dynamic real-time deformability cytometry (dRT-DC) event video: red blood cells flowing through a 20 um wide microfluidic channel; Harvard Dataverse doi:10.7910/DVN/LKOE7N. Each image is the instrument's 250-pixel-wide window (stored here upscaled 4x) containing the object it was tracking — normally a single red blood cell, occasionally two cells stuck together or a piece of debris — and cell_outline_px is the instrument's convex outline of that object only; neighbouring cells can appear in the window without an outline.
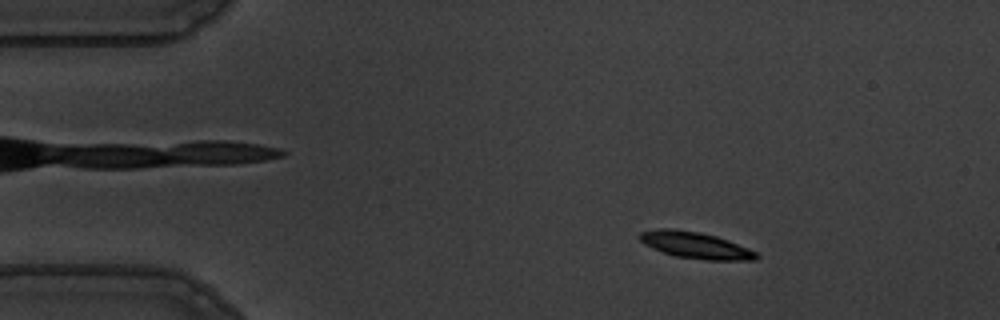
{"species": "common noctule bat (a hibernating species)", "species_latin": "Nyctalus noctula", "temperature_condition": "warm", "stored_images_in_passage": 57, "camera_frame_rate_fps": 3000, "um_per_image_px": 0.085, "animal": {"sex": "male", "body_mass_g": 19.5, "forearm_length_mm": 54.6}, "frame": {"image": 1, "passage_image": 9, "time_ms": 2.667, "image_size_px": [1000, 320], "cell_outline_px": [[760, 256], [756, 260], [704, 260], [676, 256], [652, 248], [644, 244], [640, 240], [640, 232], [656, 228], [676, 228], [700, 232], [716, 236], [728, 240], [748, 248], [756, 252]], "centroid_in_image_um": [59.11, 20.83], "position_along_channel_um": 25.9, "area_um2": 18.09}}
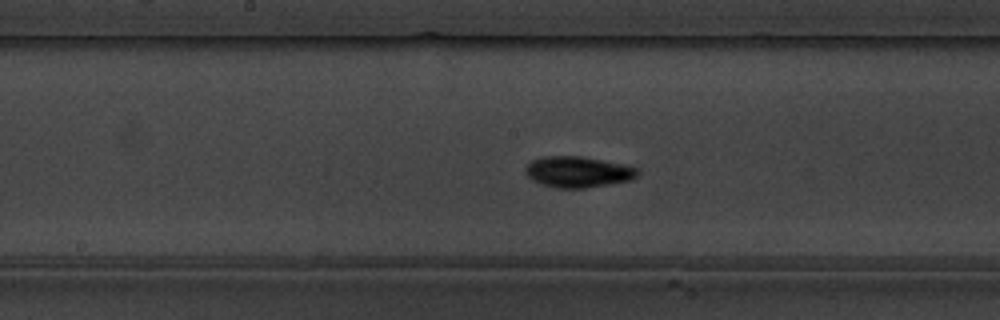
{"frame": {"image": 2, "passage_image": 29, "time_ms": 9.333, "image_size_px": [1000, 320], "cell_outline_px": [[640, 172], [636, 176], [628, 180], [608, 184], [584, 188], [556, 188], [540, 184], [532, 180], [524, 172], [524, 168], [532, 160], [544, 156], [580, 156], [640, 168]], "centroid_in_image_um": [49.08, 14.61], "position_along_channel_um": 199.1, "area_um2": 20.11}}
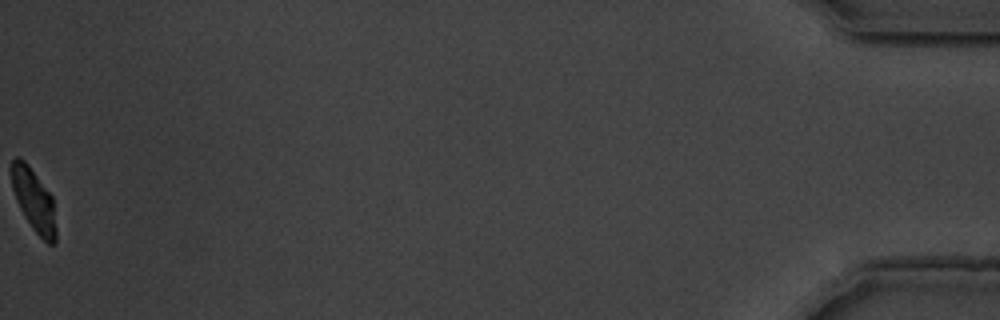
{"frame": {"image": 3, "passage_image": 57, "time_ms": 18.667, "image_size_px": [1000, 320], "cell_outline_px": [[56, 240], [52, 244], [48, 244], [32, 228], [24, 216], [16, 200], [12, 188], [12, 160], [16, 156], [24, 160], [28, 164], [52, 196], [56, 228]], "centroid_in_image_um": [2.88, 17.02], "position_along_channel_um": 432.3, "area_um2": 16.07}, "authors_computed_cell_mechanics": {"area_um2": 17.9758, "velocity_mm_per_s": 3.5846, "shape_relaxation_time_tau1_ms": 2.3667, "shape_relaxation_time_tau2_ms": 1.2896, "deformation_change_tau1": 0.138, "deformation_change_tau2": 0.0491}}